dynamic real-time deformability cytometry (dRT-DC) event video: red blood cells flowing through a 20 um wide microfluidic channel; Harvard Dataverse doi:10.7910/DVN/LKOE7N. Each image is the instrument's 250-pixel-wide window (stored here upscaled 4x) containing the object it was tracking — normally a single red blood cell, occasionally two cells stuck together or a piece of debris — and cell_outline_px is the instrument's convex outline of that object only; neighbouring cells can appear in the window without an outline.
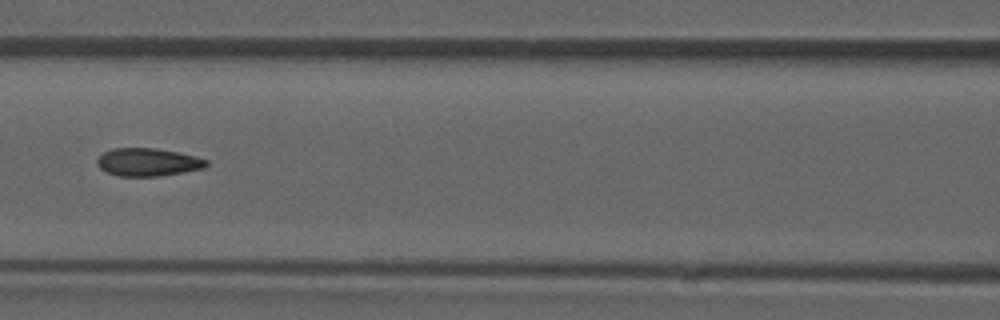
{"species": "common noctule bat (a hibernating species)", "species_latin": "Nyctalus noctula", "temperature_condition": "room temperature", "stored_images_in_passage": 51, "camera_frame_rate_fps": 3000, "um_per_image_px": 0.085, "animal": {"sex": "male", "forearm_length_mm": 52.5}, "frame": {"image": 1, "passage_image": 22, "time_ms": 7.0, "image_size_px": [1000, 320], "cell_outline_px": [[208, 164], [204, 168], [156, 176], [116, 176], [104, 172], [96, 164], [96, 160], [104, 152], [112, 148], [156, 148], [196, 156], [208, 160]], "centroid_in_image_um": [12.52, 13.78], "position_along_channel_um": 154.1, "area_um2": 17.74}, "authors_computed_cell_mechanics": {"area_um2": 18.0914, "velocity_mm_per_s": 3.9116, "shape_relaxation_time_tau1_ms": null, "shape_relaxation_time_tau2_ms": 1.5998, "deformation_change_tau1": null, "deformation_change_tau2": 0.0798}}